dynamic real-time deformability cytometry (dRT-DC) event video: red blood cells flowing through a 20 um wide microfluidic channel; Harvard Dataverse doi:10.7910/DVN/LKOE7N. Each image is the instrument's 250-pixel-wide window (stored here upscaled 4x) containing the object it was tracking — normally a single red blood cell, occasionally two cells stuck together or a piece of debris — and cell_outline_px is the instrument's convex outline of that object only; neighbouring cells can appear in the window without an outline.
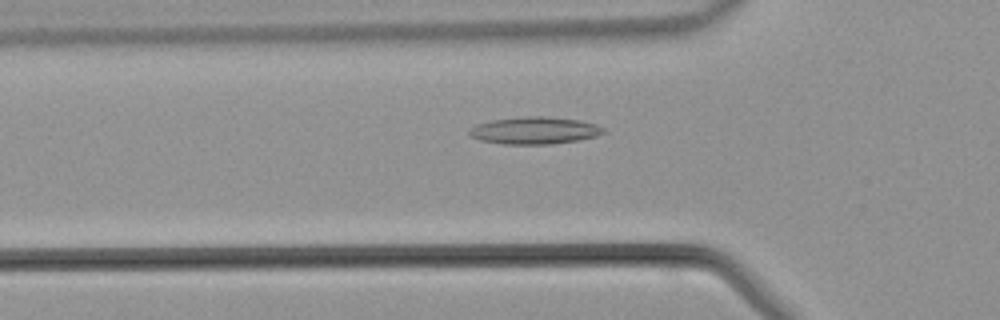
{"species": "common noctule bat (a hibernating species)", "species_latin": "Nyctalus noctula", "temperature_condition": "warm", "stored_images_in_passage": 29, "camera_frame_rate_fps": 3000, "um_per_image_px": 0.085, "animal": {"sex": "male", "body_mass_g": 21.5, "forearm_length_mm": 52.0}, "frame": {"image": 1, "passage_image": 4, "time_ms": 1.0, "image_size_px": [1000, 320], "cell_outline_px": [[604, 132], [596, 136], [580, 140], [548, 144], [504, 144], [480, 140], [472, 136], [468, 132], [468, 128], [476, 124], [492, 120], [524, 116], [544, 116], [580, 120], [596, 124], [604, 128]], "centroid_in_image_um": [45.43, 11.08], "position_along_channel_um": 80.4, "area_um2": 21.27}}
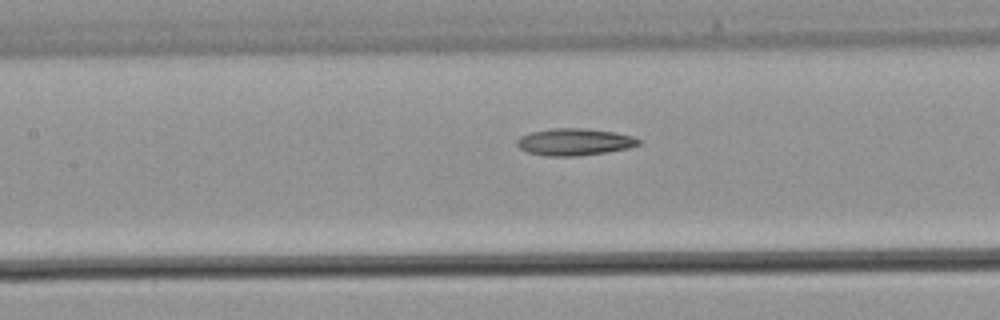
{"frame": {"image": 2, "passage_image": 9, "time_ms": 2.667, "image_size_px": [1000, 320], "cell_outline_px": [[640, 144], [628, 148], [580, 156], [544, 156], [528, 152], [520, 148], [516, 144], [516, 140], [520, 136], [532, 132], [552, 128], [584, 128], [616, 132], [632, 136], [640, 140]], "centroid_in_image_um": [48.81, 12.06], "position_along_channel_um": 158.6, "area_um2": 19.13}}
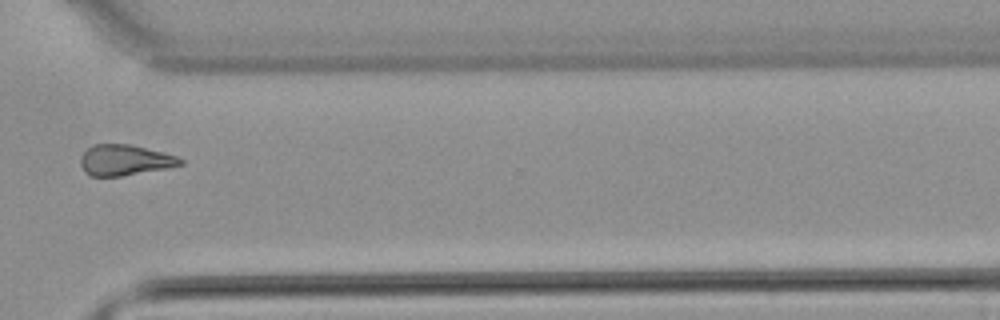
{"frame": {"image": 3, "passage_image": 22, "time_ms": 7.0, "image_size_px": [1000, 320], "cell_outline_px": [[184, 164], [164, 168], [120, 176], [92, 176], [84, 172], [80, 164], [80, 156], [92, 144], [128, 144], [164, 152], [176, 156], [184, 160]], "centroid_in_image_um": [10.57, 13.6], "position_along_channel_um": 360.0, "area_um2": 17.74}}